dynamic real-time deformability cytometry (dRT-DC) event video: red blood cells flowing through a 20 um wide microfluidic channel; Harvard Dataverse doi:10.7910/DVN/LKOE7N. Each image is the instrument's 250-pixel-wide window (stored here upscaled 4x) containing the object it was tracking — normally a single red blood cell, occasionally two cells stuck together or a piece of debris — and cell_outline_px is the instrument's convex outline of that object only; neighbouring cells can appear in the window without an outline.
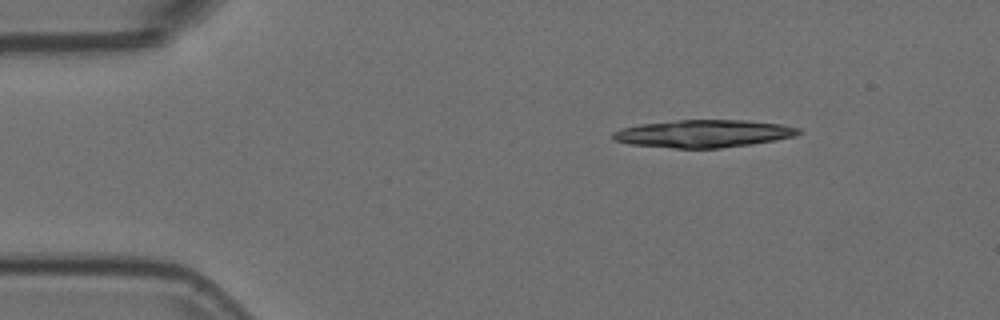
{"species": "Egyptian fruit bat (a non-hibernating species)", "species_latin": "Rousettus aegyptiacus", "temperature_condition": "room temperature", "stored_images_in_passage": 5, "camera_frame_rate_fps": 3000, "um_per_image_px": 0.085, "animal": {"sex": "female"}, "frame": {"image": 1, "passage_image": 1, "time_ms": 0.0, "image_size_px": [1000, 320], "cell_outline_px": [[800, 132], [796, 136], [776, 140], [720, 148], [676, 148], [628, 144], [612, 140], [612, 132], [620, 128], [640, 124], [676, 120], [748, 120], [784, 124], [800, 128]], "centroid_in_image_um": [59.78, 11.35], "position_along_channel_um": 25.2, "area_um2": 30.0}}
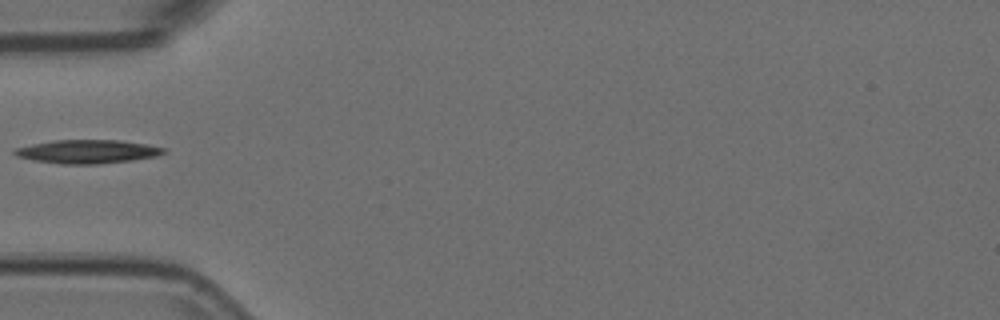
{"frame": {"image": 2, "passage_image": 4, "time_ms": 1.0, "image_size_px": [1000, 320], "cell_outline_px": [[168, 152], [156, 156], [132, 160], [100, 164], [60, 164], [32, 160], [16, 156], [12, 152], [16, 148], [32, 144], [52, 140], [120, 140], [144, 144], [164, 148]], "centroid_in_image_um": [7.41, 12.89], "position_along_channel_um": 77.6, "area_um2": 20.52}}
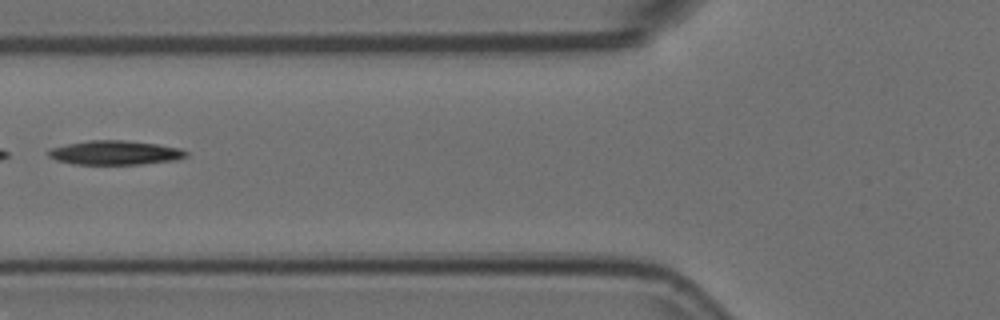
{"frame": {"image": 3, "passage_image": 5, "time_ms": 1.333, "image_size_px": [1000, 320], "cell_outline_px": [[188, 156], [176, 160], [140, 164], [72, 164], [56, 160], [48, 156], [48, 148], [88, 140], [124, 140], [156, 144], [180, 148], [188, 152]], "centroid_in_image_um": [9.77, 12.98], "position_along_channel_um": 116.0, "area_um2": 19.42}}